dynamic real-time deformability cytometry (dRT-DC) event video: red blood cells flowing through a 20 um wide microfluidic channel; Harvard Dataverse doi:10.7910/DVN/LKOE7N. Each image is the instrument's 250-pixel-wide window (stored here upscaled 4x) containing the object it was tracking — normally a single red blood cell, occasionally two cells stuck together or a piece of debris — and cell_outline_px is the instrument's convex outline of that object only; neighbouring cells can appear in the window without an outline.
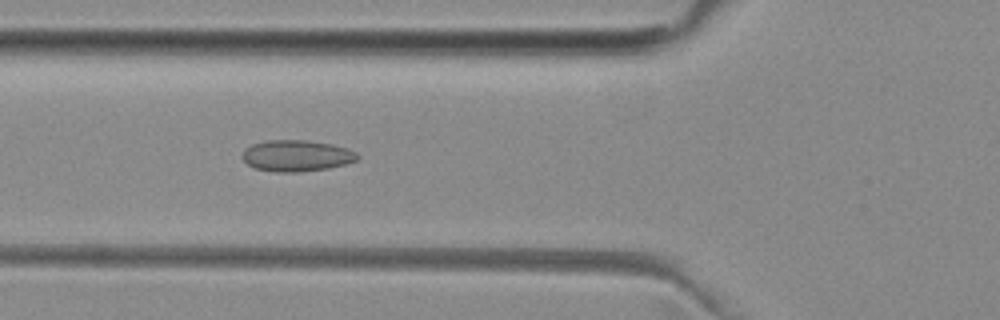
{"species": "common noctule bat (a hibernating species)", "species_latin": "Nyctalus noctula", "temperature_condition": "room temperature", "stored_images_in_passage": 46, "camera_frame_rate_fps": 3000, "um_per_image_px": 0.085, "animal": {"sex": "female", "body_mass_g": 29.2, "forearm_length_mm": 56.3}, "frame": {"image": 1, "passage_image": 18, "time_ms": 5.667, "image_size_px": [1000, 320], "cell_outline_px": [[360, 156], [356, 160], [344, 164], [328, 168], [300, 172], [276, 172], [256, 168], [248, 164], [240, 156], [244, 148], [252, 144], [268, 140], [304, 140], [332, 144], [348, 148], [356, 152]], "centroid_in_image_um": [25.19, 13.23], "position_along_channel_um": 100.6, "area_um2": 21.04}}
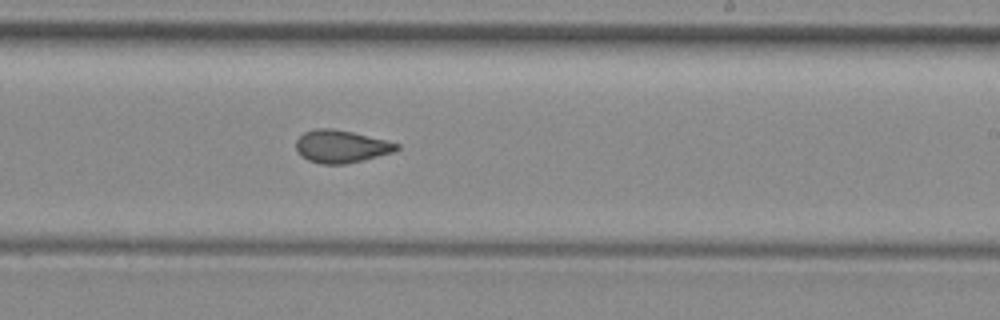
{"frame": {"image": 2, "passage_image": 30, "time_ms": 9.667, "image_size_px": [1000, 320], "cell_outline_px": [[400, 148], [392, 152], [364, 160], [344, 164], [320, 164], [308, 160], [300, 156], [296, 148], [296, 140], [304, 132], [316, 128], [332, 128], [352, 132], [388, 140], [400, 144]], "centroid_in_image_um": [28.99, 12.44], "position_along_channel_um": 260.0, "area_um2": 19.25}}
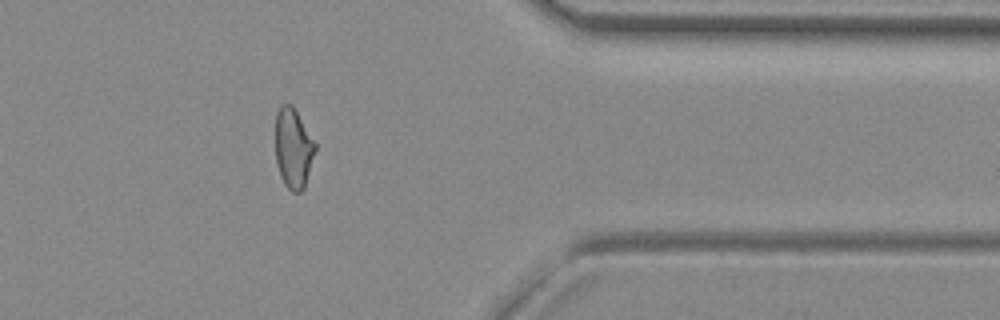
{"frame": {"image": 3, "passage_image": 41, "time_ms": 13.333, "image_size_px": [1000, 320], "cell_outline_px": [[316, 148], [304, 188], [300, 192], [292, 192], [284, 184], [280, 176], [276, 164], [276, 112], [280, 104], [292, 104], [316, 144]], "centroid_in_image_um": [24.91, 12.6], "position_along_channel_um": 386.5, "area_um2": 18.5}, "authors_computed_cell_mechanics": {"area_um2": 19.5075, "velocity_mm_per_s": 3.9914, "shape_relaxation_time_tau1_ms": null, "shape_relaxation_time_tau2_ms": 1.4767, "deformation_change_tau1": null, "deformation_change_tau2": 0.085}}